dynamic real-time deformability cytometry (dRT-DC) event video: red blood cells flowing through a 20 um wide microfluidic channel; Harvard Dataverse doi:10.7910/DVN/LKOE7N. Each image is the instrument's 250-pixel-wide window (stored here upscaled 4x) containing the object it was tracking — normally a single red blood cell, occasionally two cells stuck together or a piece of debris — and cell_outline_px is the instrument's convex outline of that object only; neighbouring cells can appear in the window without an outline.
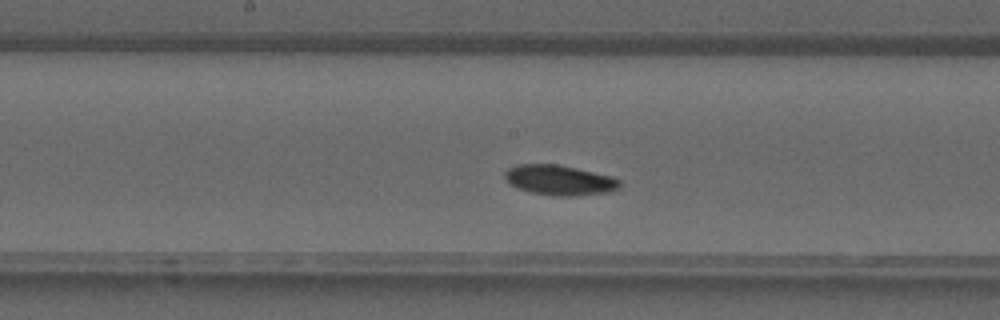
{"species": "common noctule bat (a hibernating species)", "species_latin": "Nyctalus noctula", "temperature_condition": "warm", "stored_images_in_passage": 22, "camera_frame_rate_fps": 3000, "um_per_image_px": 0.085, "animal": {"sex": "male", "forearm_length_mm": 52.5}, "frame": {"image": 1, "passage_image": 11, "time_ms": 3.333, "image_size_px": [1000, 320], "cell_outline_px": [[620, 188], [612, 192], [576, 196], [552, 196], [532, 192], [516, 188], [504, 176], [504, 172], [508, 168], [516, 164], [560, 164], [612, 176], [620, 180]], "centroid_in_image_um": [47.59, 15.31], "position_along_channel_um": 200.6, "area_um2": 20.4}}
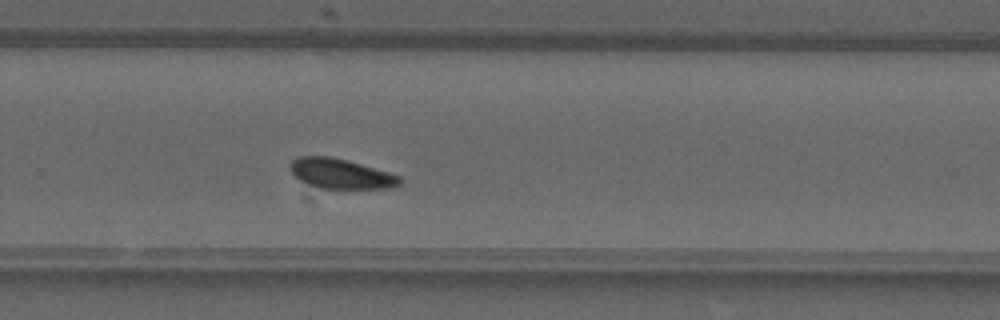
{"frame": {"image": 2, "passage_image": 17, "time_ms": 5.333, "image_size_px": [1000, 320], "cell_outline_px": [[404, 184], [396, 188], [320, 188], [308, 184], [300, 180], [288, 168], [288, 164], [292, 160], [300, 156], [328, 156], [348, 160], [388, 172], [400, 176], [404, 180]], "centroid_in_image_um": [29.01, 14.77], "position_along_channel_um": 300.8, "area_um2": 19.31}}
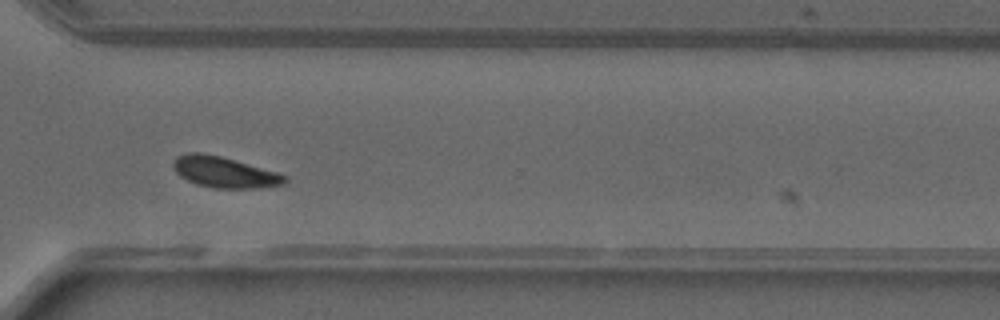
{"frame": {"image": 3, "passage_image": 20, "time_ms": 6.333, "image_size_px": [1000, 320], "cell_outline_px": [[288, 180], [284, 184], [260, 188], [212, 188], [196, 184], [180, 176], [176, 172], [172, 164], [172, 160], [176, 156], [188, 152], [200, 152], [220, 156], [276, 172], [288, 176]], "centroid_in_image_um": [19.05, 14.63], "position_along_channel_um": 351.6, "area_um2": 20.11}}